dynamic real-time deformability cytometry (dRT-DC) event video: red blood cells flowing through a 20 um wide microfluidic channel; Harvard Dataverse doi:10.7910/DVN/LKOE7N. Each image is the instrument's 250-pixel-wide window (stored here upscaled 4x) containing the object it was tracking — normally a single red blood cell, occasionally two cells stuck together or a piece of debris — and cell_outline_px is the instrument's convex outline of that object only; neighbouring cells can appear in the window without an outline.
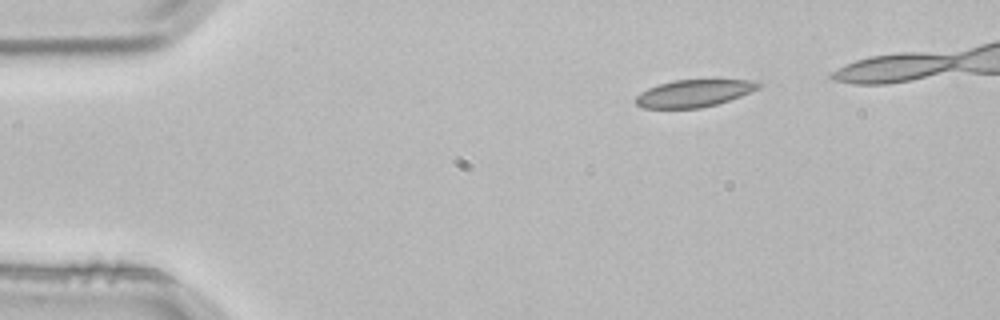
{"species": "common noctule bat (a hibernating species)", "species_latin": "Nyctalus noctula", "temperature_condition": "room temperature", "stored_images_in_passage": 4, "camera_frame_rate_fps": 3000, "um_per_image_px": 0.085, "animal": {"sex": "male", "body_mass_g": 21.5, "forearm_length_mm": 52.0}, "frame": {"image": 1, "passage_image": 4, "time_ms": 1.0, "image_size_px": [1000, 320], "cell_outline_px": [[764, 84], [760, 88], [740, 96], [716, 104], [700, 108], [640, 108], [632, 100], [640, 92], [648, 88], [660, 84], [676, 80], [756, 80]], "centroid_in_image_um": [58.97, 7.93], "position_along_channel_um": 26.0, "area_um2": 19.54}}